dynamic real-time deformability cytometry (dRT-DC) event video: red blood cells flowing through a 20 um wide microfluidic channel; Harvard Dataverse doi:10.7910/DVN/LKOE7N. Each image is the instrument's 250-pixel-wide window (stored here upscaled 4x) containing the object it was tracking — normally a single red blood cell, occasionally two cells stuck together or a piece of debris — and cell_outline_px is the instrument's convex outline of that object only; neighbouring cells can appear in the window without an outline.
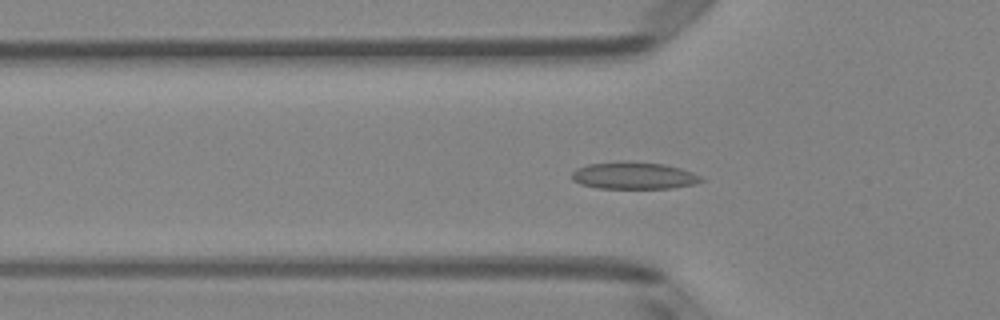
{"species": "Egyptian fruit bat (a non-hibernating species)", "species_latin": "Rousettus aegyptiacus", "temperature_condition": "room temperature", "stored_images_in_passage": 39, "camera_frame_rate_fps": 3000, "um_per_image_px": 0.085, "animal": {"sex": "female"}, "frame": {"image": 1, "passage_image": 5, "time_ms": 1.333, "image_size_px": [1000, 320], "cell_outline_px": [[704, 180], [696, 184], [672, 188], [600, 188], [580, 184], [572, 180], [572, 172], [576, 168], [588, 164], [620, 160], [628, 160], [664, 164], [680, 168], [692, 172], [700, 176]], "centroid_in_image_um": [53.86, 14.91], "position_along_channel_um": 71.9, "area_um2": 20.69}}
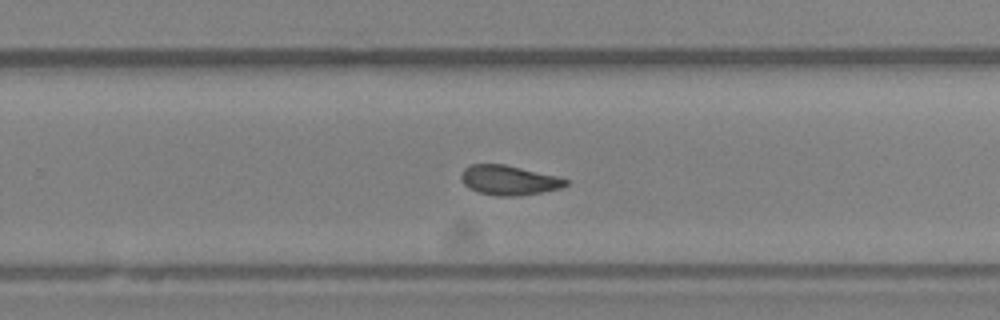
{"frame": {"image": 2, "passage_image": 21, "time_ms": 6.667, "image_size_px": [1000, 320], "cell_outline_px": [[568, 184], [560, 188], [540, 192], [516, 196], [496, 196], [480, 192], [468, 188], [464, 184], [460, 176], [464, 168], [468, 164], [504, 164], [556, 176], [568, 180]], "centroid_in_image_um": [43.21, 15.31], "position_along_channel_um": 286.6, "area_um2": 17.92}}
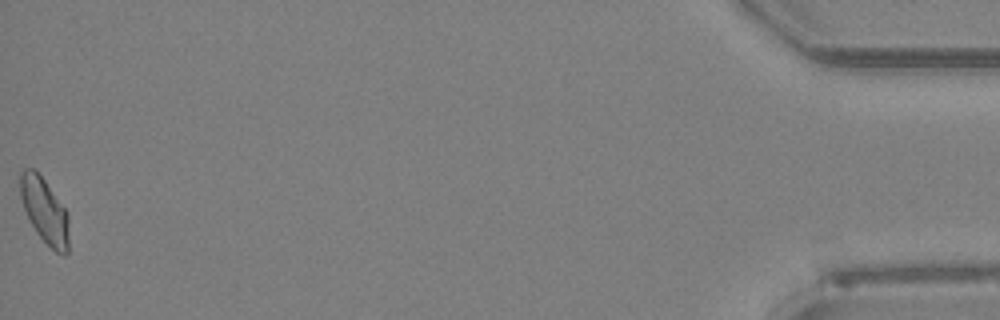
{"frame": {"image": 3, "passage_image": 39, "time_ms": 12.667, "image_size_px": [1000, 320], "cell_outline_px": [[68, 252], [64, 256], [56, 252], [36, 232], [24, 208], [20, 196], [20, 172], [24, 168], [32, 168], [44, 180], [68, 212]], "centroid_in_image_um": [3.8, 17.91], "position_along_channel_um": 431.4, "area_um2": 18.21}, "authors_computed_cell_mechanics": {"area_um2": 18.1492, "velocity_mm_per_s": 4.0409, "shape_relaxation_time_tau1_ms": null, "shape_relaxation_time_tau2_ms": 2.2917, "deformation_change_tau1": null, "deformation_change_tau2": 0.0558}}